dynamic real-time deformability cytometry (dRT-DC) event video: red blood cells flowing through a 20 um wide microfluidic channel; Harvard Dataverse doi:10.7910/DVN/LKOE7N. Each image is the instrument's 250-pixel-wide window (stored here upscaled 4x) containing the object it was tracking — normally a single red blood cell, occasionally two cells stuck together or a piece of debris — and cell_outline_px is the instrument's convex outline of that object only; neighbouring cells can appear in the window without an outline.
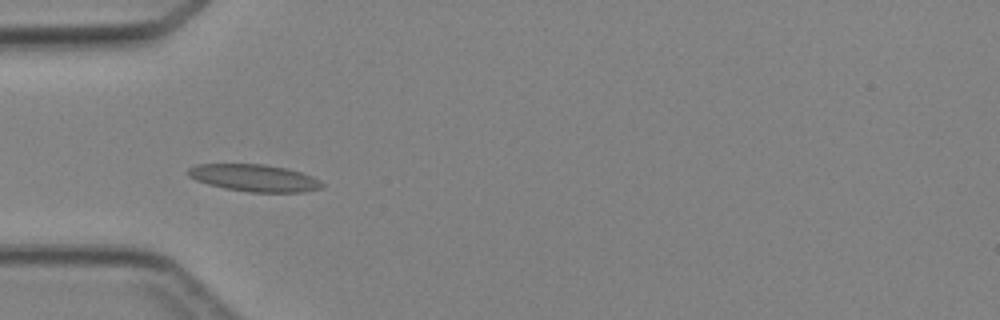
{"species": "Egyptian fruit bat (a non-hibernating species)", "species_latin": "Rousettus aegyptiacus", "temperature_condition": "cold", "stored_images_in_passage": 6, "camera_frame_rate_fps": 3000, "um_per_image_px": 0.085, "animal": {"sex": "female"}, "frame": {"image": 1, "passage_image": 5, "time_ms": 4.667, "image_size_px": [1000, 320], "cell_outline_px": [[324, 184], [320, 188], [304, 192], [248, 192], [224, 188], [208, 184], [196, 180], [188, 176], [188, 168], [196, 164], [264, 164], [288, 168], [312, 176], [320, 180]], "centroid_in_image_um": [21.61, 15.12], "position_along_channel_um": 63.4, "area_um2": 21.21}}
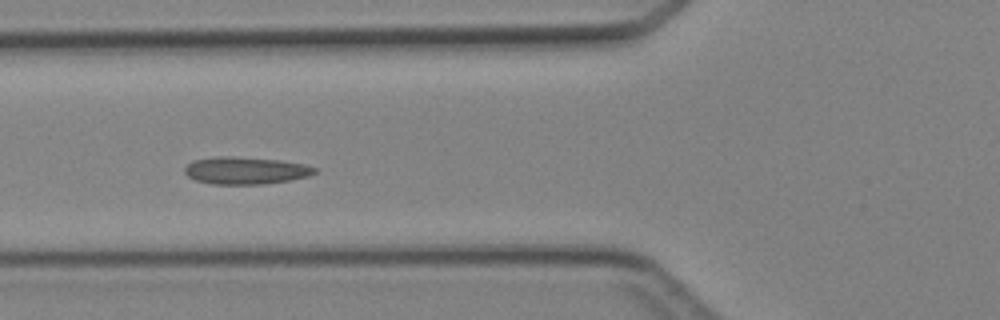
{"frame": {"image": 2, "passage_image": 6, "time_ms": 5.667, "image_size_px": [1000, 320], "cell_outline_px": [[316, 172], [308, 176], [288, 180], [264, 184], [212, 184], [196, 180], [188, 176], [184, 172], [184, 168], [192, 160], [220, 156], [232, 156], [280, 160], [304, 164], [316, 168]], "centroid_in_image_um": [20.85, 14.49], "position_along_channel_um": 105.0, "area_um2": 20.58}}